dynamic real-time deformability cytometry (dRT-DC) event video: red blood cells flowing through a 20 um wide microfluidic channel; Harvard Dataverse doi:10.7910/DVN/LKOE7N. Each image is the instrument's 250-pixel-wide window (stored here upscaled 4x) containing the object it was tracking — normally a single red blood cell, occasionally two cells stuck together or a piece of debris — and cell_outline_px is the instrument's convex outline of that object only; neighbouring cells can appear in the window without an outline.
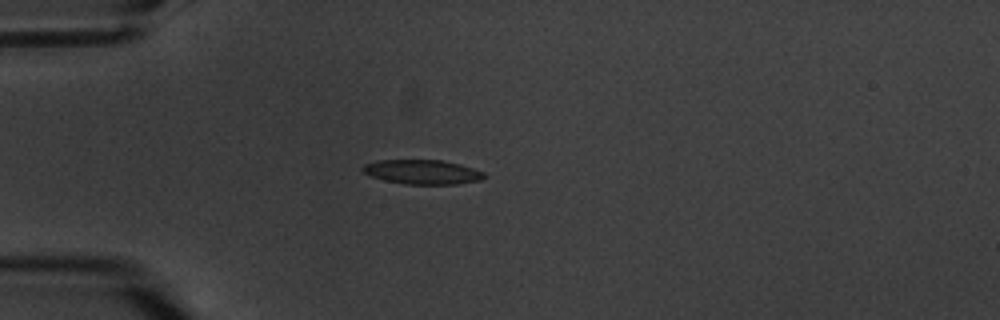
{"species": "common noctule bat (a hibernating species)", "species_latin": "Nyctalus noctula", "temperature_condition": "warm", "stored_images_in_passage": 11, "camera_frame_rate_fps": 3000, "um_per_image_px": 0.085, "animal": {"sex": "male", "body_mass_g": 20.1, "forearm_length_mm": 53.5}, "frame": {"image": 1, "passage_image": 4, "time_ms": 4.333, "image_size_px": [1000, 320], "cell_outline_px": [[484, 176], [480, 180], [456, 184], [404, 184], [384, 180], [372, 176], [364, 172], [360, 168], [364, 164], [376, 160], [440, 160], [460, 164], [484, 172]], "centroid_in_image_um": [35.86, 14.61], "position_along_channel_um": 49.1, "area_um2": 17.17}}
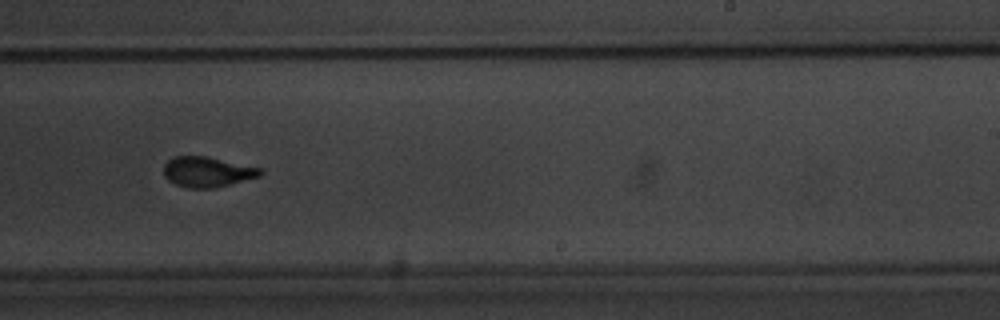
{"frame": {"image": 2, "passage_image": 10, "time_ms": 11.333, "image_size_px": [1000, 320], "cell_outline_px": [[264, 172], [260, 176], [232, 184], [212, 188], [188, 188], [176, 184], [168, 180], [164, 176], [164, 164], [172, 156], [208, 156], [264, 168]], "centroid_in_image_um": [17.66, 14.6], "position_along_channel_um": 271.3, "area_um2": 17.34}}
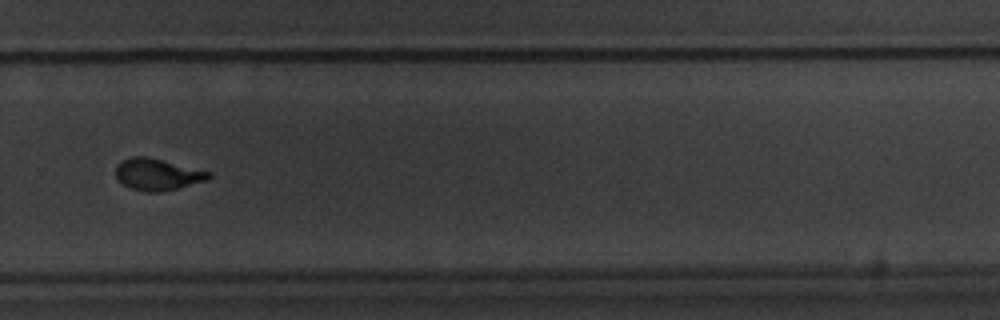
{"frame": {"image": 3, "passage_image": 11, "time_ms": 12.667, "image_size_px": [1000, 320], "cell_outline_px": [[212, 176], [208, 180], [180, 188], [160, 192], [148, 192], [132, 188], [124, 184], [116, 176], [116, 164], [132, 156], [144, 156], [212, 172]], "centroid_in_image_um": [13.42, 14.83], "position_along_channel_um": 316.4, "area_um2": 16.99}}